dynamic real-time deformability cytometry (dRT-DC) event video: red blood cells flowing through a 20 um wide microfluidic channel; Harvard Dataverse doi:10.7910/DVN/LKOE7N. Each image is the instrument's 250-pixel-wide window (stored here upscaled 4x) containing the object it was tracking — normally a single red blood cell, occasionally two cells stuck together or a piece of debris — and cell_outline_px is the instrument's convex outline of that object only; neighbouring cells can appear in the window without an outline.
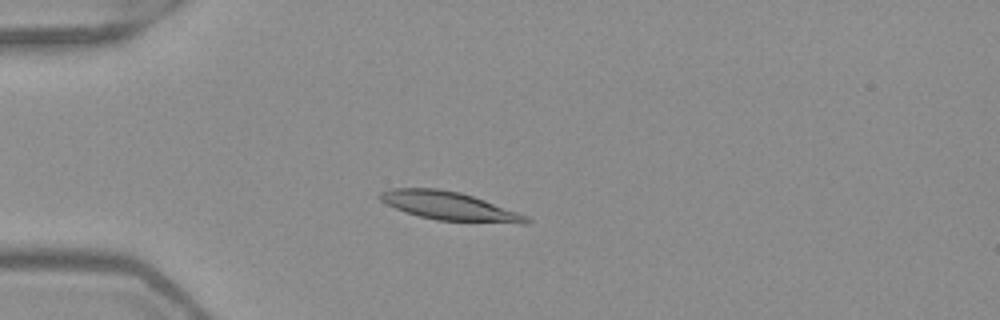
{"species": "Egyptian fruit bat (a non-hibernating species)", "species_latin": "Rousettus aegyptiacus", "temperature_condition": "warm", "stored_images_in_passage": 52, "camera_frame_rate_fps": 3000, "um_per_image_px": 0.085, "frame": {"image": 1, "passage_image": 14, "time_ms": 4.333, "image_size_px": [1000, 320], "cell_outline_px": [[532, 220], [528, 224], [520, 224], [436, 220], [420, 216], [396, 208], [380, 200], [376, 196], [380, 192], [392, 188], [436, 188], [460, 192], [484, 200], [528, 216]], "centroid_in_image_um": [38.22, 17.52], "position_along_channel_um": 46.8, "area_um2": 24.16}}
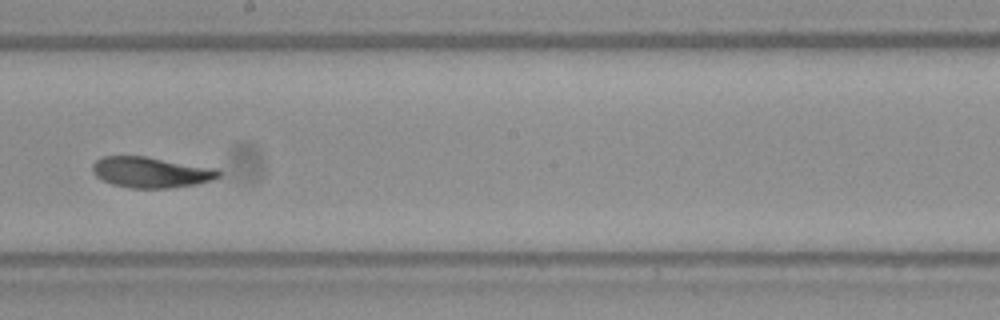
{"frame": {"image": 2, "passage_image": 30, "time_ms": 9.667, "image_size_px": [1000, 320], "cell_outline_px": [[220, 176], [212, 180], [196, 184], [168, 188], [132, 188], [112, 184], [96, 176], [92, 172], [92, 164], [100, 156], [144, 156], [216, 168], [220, 172]], "centroid_in_image_um": [12.81, 14.64], "position_along_channel_um": 235.4, "area_um2": 22.54}}
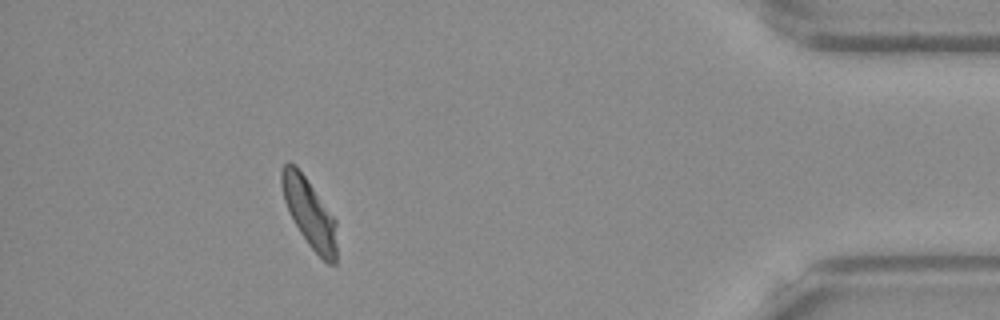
{"frame": {"image": 3, "passage_image": 47, "time_ms": 15.333, "image_size_px": [1000, 320], "cell_outline_px": [[336, 264], [328, 264], [308, 244], [300, 232], [284, 200], [280, 184], [280, 172], [284, 164], [288, 160], [296, 164], [336, 220]], "centroid_in_image_um": [26.28, 18.05], "position_along_channel_um": 408.9, "area_um2": 21.85}, "authors_computed_cell_mechanics": {"area_um2": 22.9177, "velocity_mm_per_s": 3.942, "shape_relaxation_time_tau1_ms": 9.1064, "shape_relaxation_time_tau2_ms": 3.075, "deformation_change_tau1": 0.2156, "deformation_change_tau2": 0.0731}}